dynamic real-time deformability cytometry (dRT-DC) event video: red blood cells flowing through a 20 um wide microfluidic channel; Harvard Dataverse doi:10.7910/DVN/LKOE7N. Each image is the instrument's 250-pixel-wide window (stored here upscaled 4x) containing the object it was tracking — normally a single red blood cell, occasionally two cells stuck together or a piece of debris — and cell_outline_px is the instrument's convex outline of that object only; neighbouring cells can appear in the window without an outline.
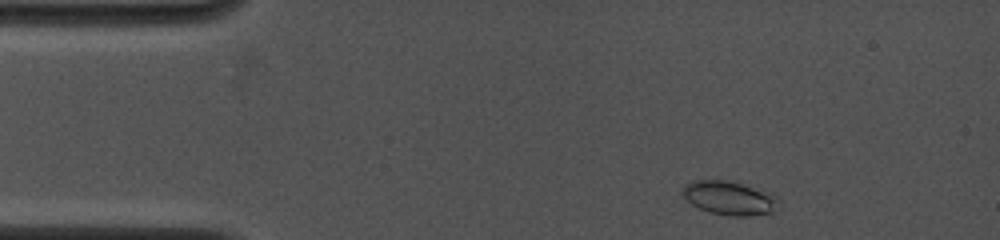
{"species": "common noctule bat (a hibernating species)", "species_latin": "Nyctalus noctula", "temperature_condition": "cold", "stored_images_in_passage": 44, "camera_frame_rate_fps": 4000, "um_per_image_px": 0.085, "animal": {"sex": "female", "body_mass_g": 19.0, "forearm_length_mm": 53.3}, "frame": {"image": 1, "passage_image": 2, "time_ms": 0.25, "image_size_px": [1000, 240], "cell_outline_px": [[780, 208], [776, 212], [748, 216], [728, 216], [712, 212], [700, 208], [692, 204], [680, 192], [684, 184], [692, 180], [736, 180], [772, 192], [780, 200]], "centroid_in_image_um": [62.09, 16.8], "position_along_channel_um": 22.9, "area_um2": 19.71}}
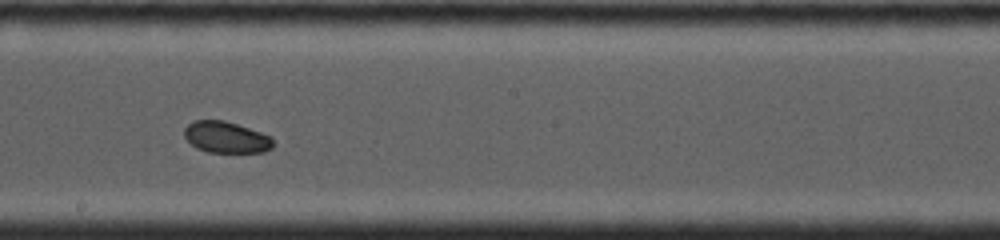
{"frame": {"image": 2, "passage_image": 29, "time_ms": 7.0, "image_size_px": [1000, 240], "cell_outline_px": [[272, 148], [264, 152], [208, 152], [196, 148], [184, 136], [184, 128], [192, 120], [224, 120], [272, 136]], "centroid_in_image_um": [19.2, 11.66], "position_along_channel_um": 229.0, "area_um2": 16.18}}
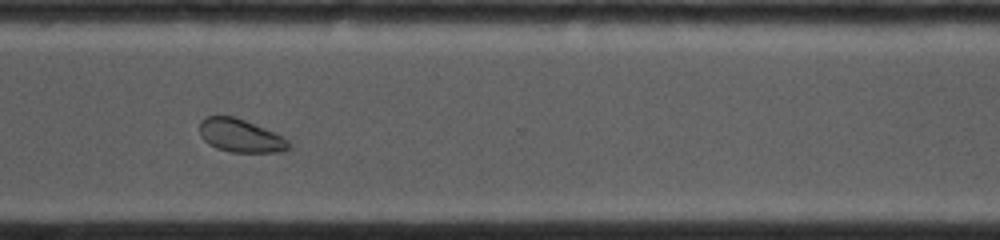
{"frame": {"image": 3, "passage_image": 43, "time_ms": 10.0, "image_size_px": [1000, 240], "cell_outline_px": [[292, 144], [288, 152], [232, 152], [216, 148], [208, 144], [200, 136], [200, 120], [204, 116], [232, 116], [244, 120], [264, 128], [288, 140]], "centroid_in_image_um": [20.44, 11.54], "position_along_channel_um": 350.2, "area_um2": 17.28}}